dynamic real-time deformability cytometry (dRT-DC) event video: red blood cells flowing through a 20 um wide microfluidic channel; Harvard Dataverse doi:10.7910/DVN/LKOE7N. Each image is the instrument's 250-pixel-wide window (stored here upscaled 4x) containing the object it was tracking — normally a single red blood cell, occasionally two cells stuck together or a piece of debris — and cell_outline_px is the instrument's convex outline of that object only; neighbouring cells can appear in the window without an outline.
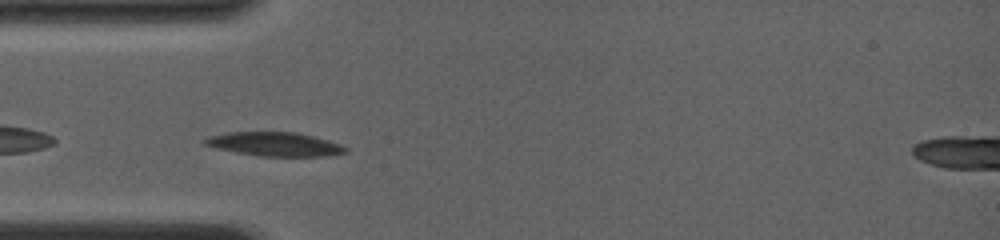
{"species": "common noctule bat (a hibernating species)", "species_latin": "Nyctalus noctula", "temperature_condition": "room temperature", "stored_images_in_passage": 27, "camera_frame_rate_fps": 4000, "um_per_image_px": 0.085, "animal": {"sex": "female", "body_mass_g": 19.0, "forearm_length_mm": 56.7}, "frame": {"image": 1, "passage_image": 2, "time_ms": 0.25, "image_size_px": [1000, 240], "cell_outline_px": [[348, 152], [328, 156], [260, 156], [236, 152], [216, 148], [204, 144], [200, 140], [208, 136], [228, 132], [296, 132], [328, 140], [340, 144], [348, 148]], "centroid_in_image_um": [23.34, 12.25], "position_along_channel_um": 61.7, "area_um2": 19.65}}
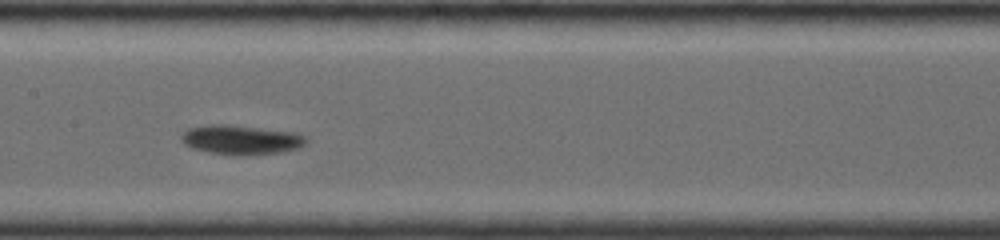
{"frame": {"image": 2, "passage_image": 11, "time_ms": 3.5, "image_size_px": [1000, 240], "cell_outline_px": [[308, 140], [300, 148], [280, 152], [212, 152], [192, 148], [184, 144], [180, 140], [180, 136], [188, 128], [208, 124], [228, 124], [296, 132], [308, 136]], "centroid_in_image_um": [20.5, 11.81], "position_along_channel_um": 186.9, "area_um2": 20.63}}
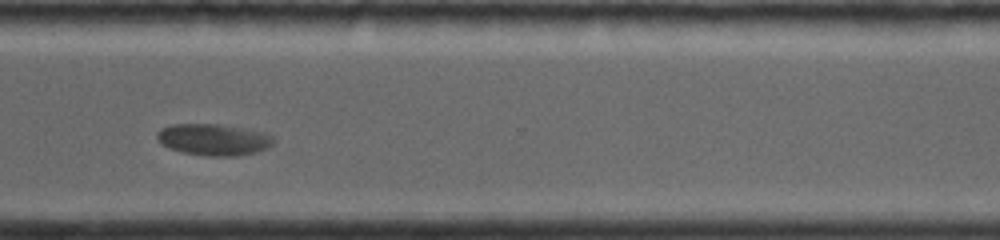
{"frame": {"image": 3, "passage_image": 24, "time_ms": 7.75, "image_size_px": [1000, 240], "cell_outline_px": [[276, 140], [272, 144], [256, 152], [236, 156], [208, 156], [184, 152], [168, 148], [156, 136], [156, 132], [160, 128], [172, 124], [220, 124], [244, 128], [264, 132], [272, 136]], "centroid_in_image_um": [18.16, 11.85], "position_along_channel_um": 352.4, "area_um2": 21.33}, "authors_computed_cell_mechanics": {"area_um2": 20.6924, "velocity_mm_per_s": 3.8793, "shape_relaxation_time_tau1_ms": 8.6831, "shape_relaxation_time_tau2_ms": 0.6756, "deformation_change_tau1": 0.1918, "deformation_change_tau2": 0.0291}}